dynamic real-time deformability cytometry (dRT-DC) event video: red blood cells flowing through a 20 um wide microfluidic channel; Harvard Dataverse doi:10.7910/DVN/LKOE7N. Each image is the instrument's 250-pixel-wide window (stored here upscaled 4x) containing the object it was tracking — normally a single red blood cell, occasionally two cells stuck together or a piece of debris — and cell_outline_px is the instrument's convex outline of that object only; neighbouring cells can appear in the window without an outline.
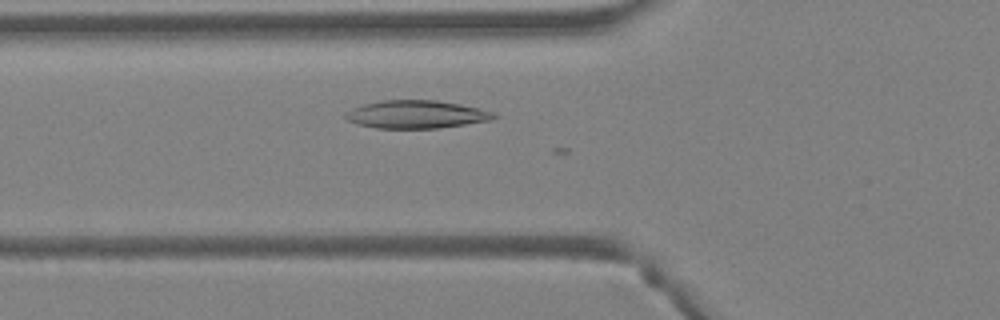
{"species": "Egyptian fruit bat (a non-hibernating species)", "species_latin": "Rousettus aegyptiacus", "temperature_condition": "warm", "stored_images_in_passage": 21, "camera_frame_rate_fps": 3000, "um_per_image_px": 0.085, "animal": {"sex": "female"}, "frame": {"image": 1, "passage_image": 11, "time_ms": 3.333, "image_size_px": [1000, 320], "cell_outline_px": [[496, 116], [492, 120], [440, 128], [376, 128], [356, 124], [348, 120], [344, 116], [352, 108], [364, 104], [380, 100], [436, 100], [460, 104], [496, 112]], "centroid_in_image_um": [35.4, 9.72], "position_along_channel_um": 90.4, "area_um2": 24.16}}
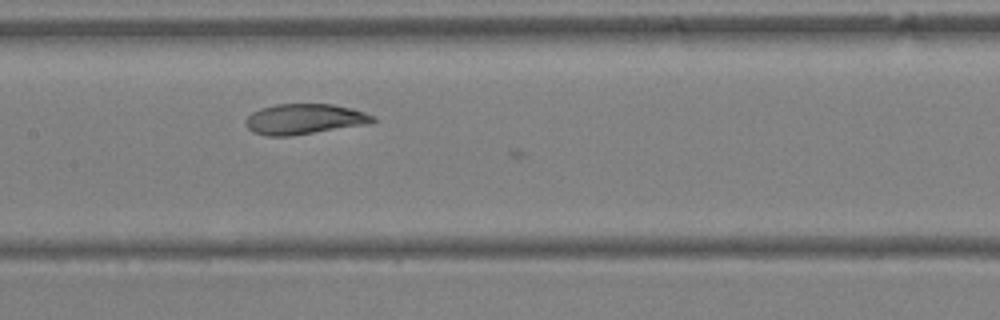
{"frame": {"image": 2, "passage_image": 17, "time_ms": 5.333, "image_size_px": [1000, 320], "cell_outline_px": [[376, 120], [372, 124], [292, 136], [268, 136], [252, 132], [248, 128], [248, 116], [252, 112], [260, 108], [276, 104], [332, 104], [352, 108], [376, 116]], "centroid_in_image_um": [25.95, 10.13], "position_along_channel_um": 181.5, "area_um2": 22.77}}
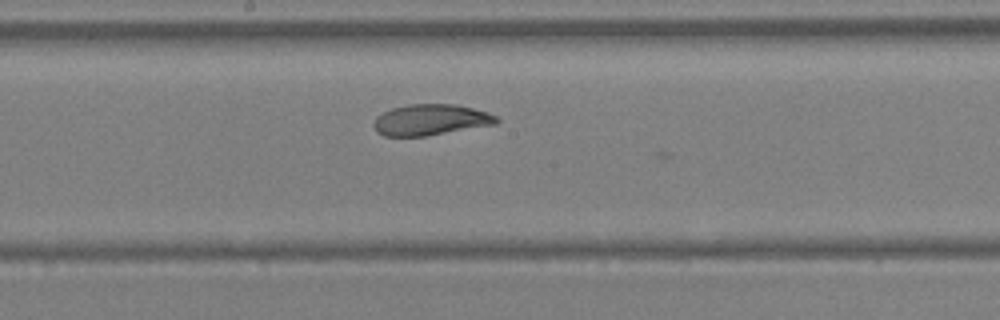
{"frame": {"image": 3, "passage_image": 19, "time_ms": 6.0, "image_size_px": [1000, 320], "cell_outline_px": [[500, 120], [496, 124], [424, 136], [384, 136], [376, 132], [372, 124], [376, 116], [392, 108], [408, 104], [456, 104], [488, 112], [496, 116]], "centroid_in_image_um": [36.58, 10.18], "position_along_channel_um": 211.6, "area_um2": 22.2}}